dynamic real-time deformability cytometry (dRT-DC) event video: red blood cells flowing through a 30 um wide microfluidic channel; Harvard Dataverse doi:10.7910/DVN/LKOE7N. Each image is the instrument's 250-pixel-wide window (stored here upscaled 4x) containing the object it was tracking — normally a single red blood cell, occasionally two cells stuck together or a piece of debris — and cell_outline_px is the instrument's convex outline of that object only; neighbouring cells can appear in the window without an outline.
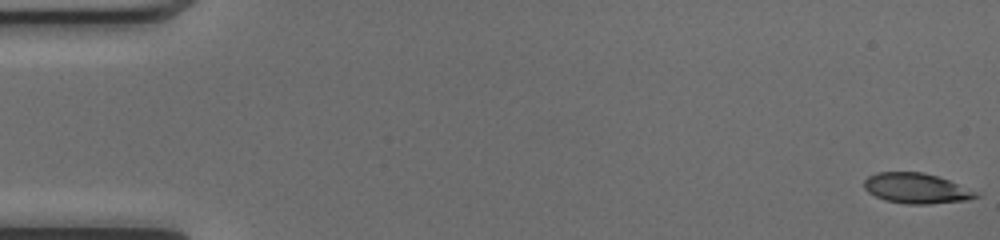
{"species": "common noctule bat (a hibernating species)", "species_latin": "Nyctalus noctula", "temperature_condition": "cold", "stored_images_in_passage": 51, "camera_frame_rate_fps": 3000, "um_per_image_px": 0.085, "animal": {"sex": "female", "body_mass_g": 17.0, "forearm_length_mm": 48.0}, "frame": {"image": 1, "passage_image": 1, "time_ms": 0.0, "image_size_px": [1000, 240], "cell_outline_px": [[980, 196], [968, 200], [928, 204], [908, 204], [884, 200], [868, 192], [864, 188], [864, 180], [868, 176], [876, 172], [924, 172], [948, 180], [980, 192]], "centroid_in_image_um": [77.9, 16.01], "position_along_channel_um": 7.1, "area_um2": 19.83}}
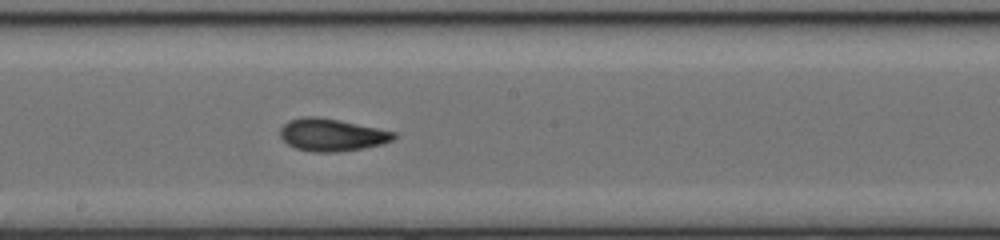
{"frame": {"image": 2, "passage_image": 28, "time_ms": 9.0, "image_size_px": [1000, 240], "cell_outline_px": [[396, 136], [392, 140], [380, 144], [360, 148], [336, 152], [312, 152], [296, 148], [288, 144], [280, 136], [280, 128], [288, 120], [304, 116], [316, 116], [340, 120], [396, 132]], "centroid_in_image_um": [28.16, 11.45], "position_along_channel_um": 220.0, "area_um2": 21.33}}
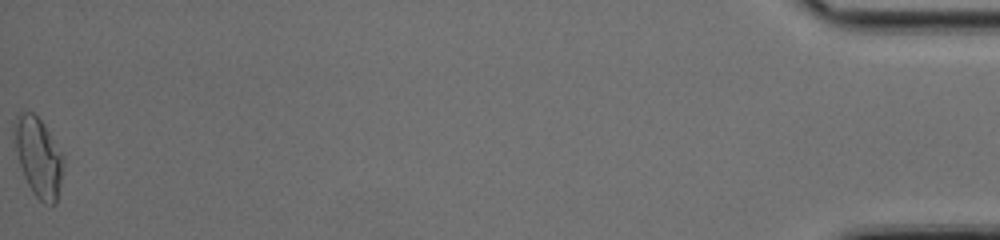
{"frame": {"image": 3, "passage_image": 51, "time_ms": 16.667, "image_size_px": [1000, 240], "cell_outline_px": [[64, 160], [60, 184], [56, 204], [44, 204], [32, 192], [24, 176], [20, 164], [12, 132], [12, 124], [16, 116], [20, 112], [32, 112], [44, 124], [64, 156]], "centroid_in_image_um": [3.25, 13.32], "position_along_channel_um": 431.9, "area_um2": 22.6}, "authors_computed_cell_mechanics": {"area_um2": 20.6924, "velocity_mm_per_s": 4.1222, "shape_relaxation_time_tau1_ms": 8.498, "shape_relaxation_time_tau2_ms": 2.0238, "deformation_change_tau1": 0.2449, "deformation_change_tau2": 0.0773}}